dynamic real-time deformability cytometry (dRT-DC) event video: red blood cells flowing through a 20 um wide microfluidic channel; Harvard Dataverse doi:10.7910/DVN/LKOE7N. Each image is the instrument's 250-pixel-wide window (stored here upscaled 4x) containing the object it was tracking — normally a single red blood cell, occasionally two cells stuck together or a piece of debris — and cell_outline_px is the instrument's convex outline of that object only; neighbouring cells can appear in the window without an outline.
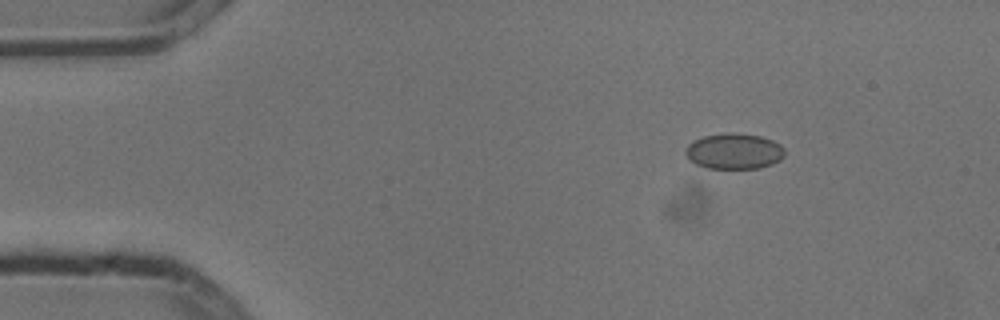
{"species": "common noctule bat (a hibernating species)", "species_latin": "Nyctalus noctula", "temperature_condition": "cold", "stored_images_in_passage": 6, "camera_frame_rate_fps": 3000, "um_per_image_px": 0.085, "animal": {"sex": "male", "body_mass_g": 13.3}, "frame": {"image": 1, "passage_image": 3, "time_ms": 0.667, "image_size_px": [1000, 320], "cell_outline_px": [[784, 156], [780, 160], [772, 164], [760, 168], [708, 168], [696, 164], [684, 152], [684, 148], [688, 144], [704, 136], [732, 132], [760, 136], [772, 140], [780, 144], [784, 148]], "centroid_in_image_um": [62.42, 12.85], "position_along_channel_um": 22.6, "area_um2": 20.52}}
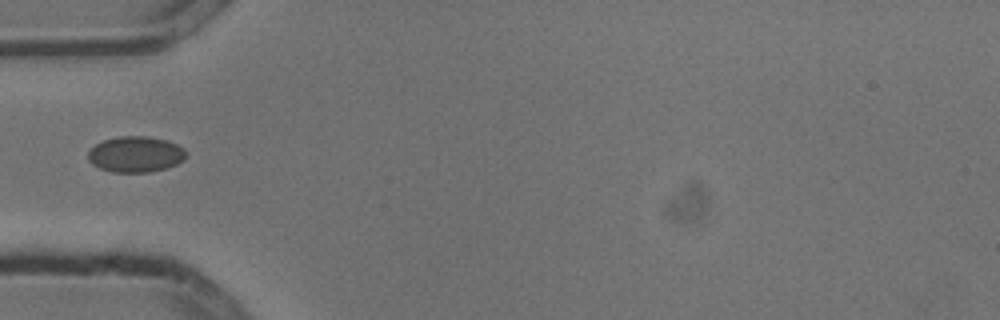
{"frame": {"image": 2, "passage_image": 5, "time_ms": 1.333, "image_size_px": [1000, 320], "cell_outline_px": [[184, 160], [176, 164], [164, 168], [148, 172], [112, 172], [100, 168], [92, 164], [88, 160], [88, 152], [96, 144], [104, 140], [120, 136], [148, 136], [164, 140], [176, 144], [184, 148]], "centroid_in_image_um": [11.5, 13.11], "position_along_channel_um": 73.5, "area_um2": 20.23}}
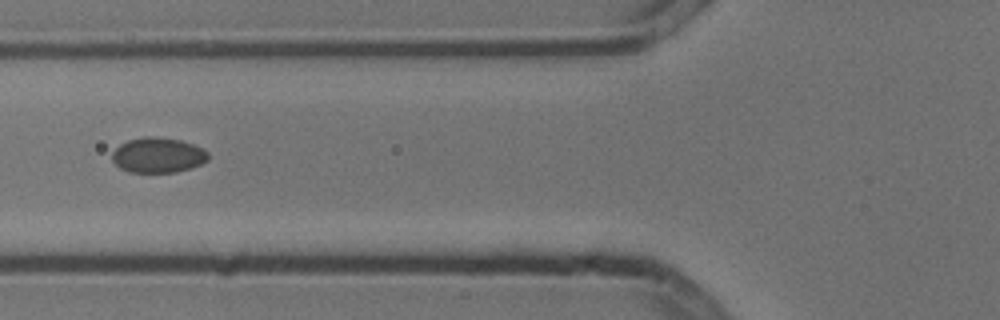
{"frame": {"image": 3, "passage_image": 6, "time_ms": 1.667, "image_size_px": [1000, 320], "cell_outline_px": [[208, 160], [192, 168], [176, 172], [128, 172], [120, 168], [112, 160], [112, 152], [120, 144], [128, 140], [144, 136], [156, 136], [180, 140], [192, 144], [208, 152]], "centroid_in_image_um": [13.41, 13.19], "position_along_channel_um": 112.4, "area_um2": 19.71}}